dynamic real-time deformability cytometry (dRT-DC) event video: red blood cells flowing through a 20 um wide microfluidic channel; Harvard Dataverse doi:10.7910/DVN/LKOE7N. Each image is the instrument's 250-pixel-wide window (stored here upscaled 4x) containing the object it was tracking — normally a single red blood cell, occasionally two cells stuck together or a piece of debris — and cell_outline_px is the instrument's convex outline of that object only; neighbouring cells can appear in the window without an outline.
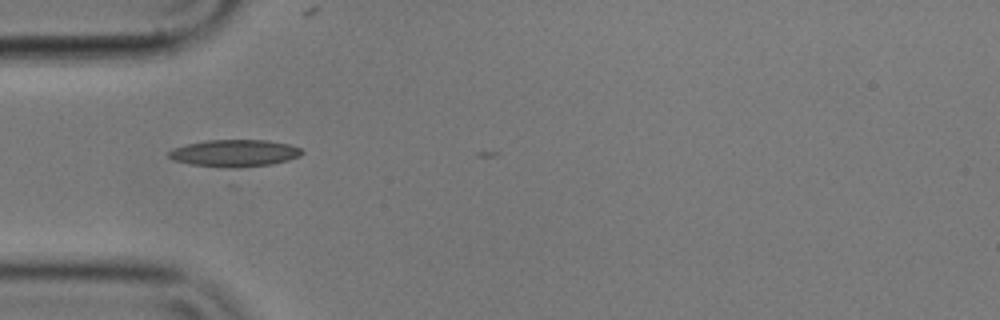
{"species": "common noctule bat (a hibernating species)", "species_latin": "Nyctalus noctula", "temperature_condition": "cold", "stored_images_in_passage": 22, "camera_frame_rate_fps": 3000, "um_per_image_px": 0.085, "animal": {"sex": "male", "body_mass_g": 17.9}, "frame": {"image": 1, "passage_image": 1, "time_ms": 0.0, "image_size_px": [1000, 320], "cell_outline_px": [[304, 152], [300, 156], [288, 160], [272, 164], [232, 168], [192, 164], [172, 160], [168, 156], [168, 152], [176, 148], [188, 144], [208, 140], [268, 140], [288, 144], [300, 148]], "centroid_in_image_um": [19.97, 13.01], "position_along_channel_um": 65.0, "area_um2": 20.75}}
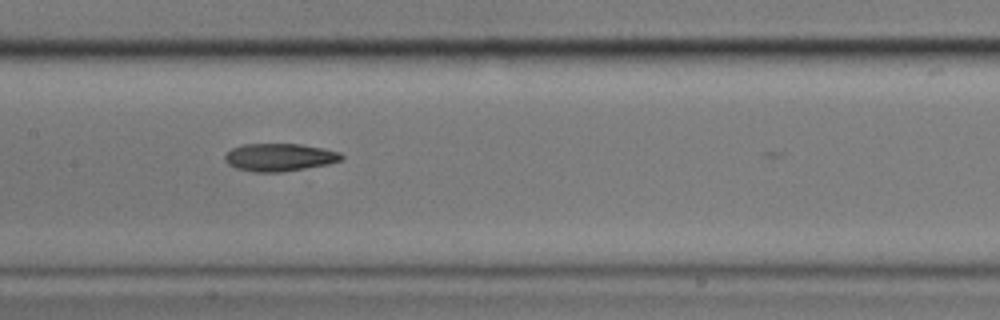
{"frame": {"image": 2, "passage_image": 11, "time_ms": 3.333, "image_size_px": [1000, 320], "cell_outline_px": [[344, 156], [340, 160], [328, 164], [284, 172], [252, 172], [236, 168], [228, 164], [224, 160], [224, 156], [232, 148], [244, 144], [300, 144], [324, 148], [340, 152]], "centroid_in_image_um": [23.75, 13.37], "position_along_channel_um": 183.7, "area_um2": 18.9}}
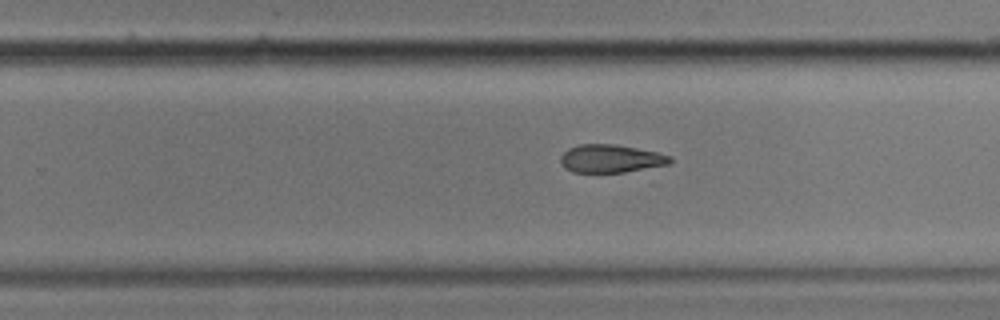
{"frame": {"image": 3, "passage_image": 19, "time_ms": 6.0, "image_size_px": [1000, 320], "cell_outline_px": [[672, 160], [668, 164], [624, 172], [572, 172], [564, 168], [560, 160], [560, 156], [568, 148], [580, 144], [612, 144], [636, 148], [656, 152], [672, 156]], "centroid_in_image_um": [51.88, 13.48], "position_along_channel_um": 277.9, "area_um2": 17.74}}